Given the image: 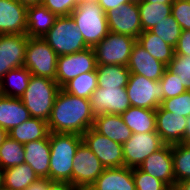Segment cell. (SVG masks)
<instances>
[{"instance_id":"4fadbf2b","label":"cell","mask_w":190,"mask_h":190,"mask_svg":"<svg viewBox=\"0 0 190 190\" xmlns=\"http://www.w3.org/2000/svg\"><path fill=\"white\" fill-rule=\"evenodd\" d=\"M106 18L110 32L128 35L135 39L142 33L138 0L110 9L106 12Z\"/></svg>"},{"instance_id":"7bdbcfd3","label":"cell","mask_w":190,"mask_h":190,"mask_svg":"<svg viewBox=\"0 0 190 190\" xmlns=\"http://www.w3.org/2000/svg\"><path fill=\"white\" fill-rule=\"evenodd\" d=\"M133 0H98L99 5L102 7L106 13L110 9H115L120 7L124 3L132 2Z\"/></svg>"},{"instance_id":"c3c4849f","label":"cell","mask_w":190,"mask_h":190,"mask_svg":"<svg viewBox=\"0 0 190 190\" xmlns=\"http://www.w3.org/2000/svg\"><path fill=\"white\" fill-rule=\"evenodd\" d=\"M17 1L23 5H26L27 7L31 5H39L42 2V0H17Z\"/></svg>"},{"instance_id":"8992f818","label":"cell","mask_w":190,"mask_h":190,"mask_svg":"<svg viewBox=\"0 0 190 190\" xmlns=\"http://www.w3.org/2000/svg\"><path fill=\"white\" fill-rule=\"evenodd\" d=\"M58 55L42 37H29L26 46V67L33 76L56 80Z\"/></svg>"},{"instance_id":"8fae6325","label":"cell","mask_w":190,"mask_h":190,"mask_svg":"<svg viewBox=\"0 0 190 190\" xmlns=\"http://www.w3.org/2000/svg\"><path fill=\"white\" fill-rule=\"evenodd\" d=\"M104 169L98 157L82 142L73 159L72 185L78 190L90 187Z\"/></svg>"},{"instance_id":"f35d334b","label":"cell","mask_w":190,"mask_h":190,"mask_svg":"<svg viewBox=\"0 0 190 190\" xmlns=\"http://www.w3.org/2000/svg\"><path fill=\"white\" fill-rule=\"evenodd\" d=\"M159 82L164 91V99L176 97L187 91L181 84L178 75L170 72L167 68Z\"/></svg>"},{"instance_id":"d4e9b609","label":"cell","mask_w":190,"mask_h":190,"mask_svg":"<svg viewBox=\"0 0 190 190\" xmlns=\"http://www.w3.org/2000/svg\"><path fill=\"white\" fill-rule=\"evenodd\" d=\"M121 117L132 133L156 132V110L130 106Z\"/></svg>"},{"instance_id":"4dcf8cb0","label":"cell","mask_w":190,"mask_h":190,"mask_svg":"<svg viewBox=\"0 0 190 190\" xmlns=\"http://www.w3.org/2000/svg\"><path fill=\"white\" fill-rule=\"evenodd\" d=\"M142 32L150 30L157 23L172 14V4L138 1Z\"/></svg>"},{"instance_id":"f5cc1de1","label":"cell","mask_w":190,"mask_h":190,"mask_svg":"<svg viewBox=\"0 0 190 190\" xmlns=\"http://www.w3.org/2000/svg\"><path fill=\"white\" fill-rule=\"evenodd\" d=\"M87 2L97 3L98 0H78V4H80V3H87Z\"/></svg>"},{"instance_id":"7dc6e473","label":"cell","mask_w":190,"mask_h":190,"mask_svg":"<svg viewBox=\"0 0 190 190\" xmlns=\"http://www.w3.org/2000/svg\"><path fill=\"white\" fill-rule=\"evenodd\" d=\"M180 190H190V179L183 180L176 185Z\"/></svg>"},{"instance_id":"f546056e","label":"cell","mask_w":190,"mask_h":190,"mask_svg":"<svg viewBox=\"0 0 190 190\" xmlns=\"http://www.w3.org/2000/svg\"><path fill=\"white\" fill-rule=\"evenodd\" d=\"M98 88H126L130 71L123 65H97Z\"/></svg>"},{"instance_id":"2e32d148","label":"cell","mask_w":190,"mask_h":190,"mask_svg":"<svg viewBox=\"0 0 190 190\" xmlns=\"http://www.w3.org/2000/svg\"><path fill=\"white\" fill-rule=\"evenodd\" d=\"M172 145L165 144L161 149L147 157L139 168L164 182L169 188L176 186L173 174Z\"/></svg>"},{"instance_id":"e0dca14e","label":"cell","mask_w":190,"mask_h":190,"mask_svg":"<svg viewBox=\"0 0 190 190\" xmlns=\"http://www.w3.org/2000/svg\"><path fill=\"white\" fill-rule=\"evenodd\" d=\"M27 6L17 0H0V35L26 34Z\"/></svg>"},{"instance_id":"11a10c76","label":"cell","mask_w":190,"mask_h":190,"mask_svg":"<svg viewBox=\"0 0 190 190\" xmlns=\"http://www.w3.org/2000/svg\"><path fill=\"white\" fill-rule=\"evenodd\" d=\"M81 190H93L91 187H86V188H83Z\"/></svg>"},{"instance_id":"ffe728a7","label":"cell","mask_w":190,"mask_h":190,"mask_svg":"<svg viewBox=\"0 0 190 190\" xmlns=\"http://www.w3.org/2000/svg\"><path fill=\"white\" fill-rule=\"evenodd\" d=\"M25 163L30 165L39 178L49 179L50 144L49 135L44 139L24 144Z\"/></svg>"},{"instance_id":"681fc988","label":"cell","mask_w":190,"mask_h":190,"mask_svg":"<svg viewBox=\"0 0 190 190\" xmlns=\"http://www.w3.org/2000/svg\"><path fill=\"white\" fill-rule=\"evenodd\" d=\"M8 136H9L8 132L0 127V146L3 144V142Z\"/></svg>"},{"instance_id":"1f68e13d","label":"cell","mask_w":190,"mask_h":190,"mask_svg":"<svg viewBox=\"0 0 190 190\" xmlns=\"http://www.w3.org/2000/svg\"><path fill=\"white\" fill-rule=\"evenodd\" d=\"M98 88L97 72L83 73L67 82L61 89L74 96L90 99L92 93Z\"/></svg>"},{"instance_id":"74e56055","label":"cell","mask_w":190,"mask_h":190,"mask_svg":"<svg viewBox=\"0 0 190 190\" xmlns=\"http://www.w3.org/2000/svg\"><path fill=\"white\" fill-rule=\"evenodd\" d=\"M161 106L173 114L188 118L190 116V91H186L176 97L164 99Z\"/></svg>"},{"instance_id":"ba28073f","label":"cell","mask_w":190,"mask_h":190,"mask_svg":"<svg viewBox=\"0 0 190 190\" xmlns=\"http://www.w3.org/2000/svg\"><path fill=\"white\" fill-rule=\"evenodd\" d=\"M126 92L131 106L135 107L156 110L164 100L160 82L139 74H130Z\"/></svg>"},{"instance_id":"9a60e30c","label":"cell","mask_w":190,"mask_h":190,"mask_svg":"<svg viewBox=\"0 0 190 190\" xmlns=\"http://www.w3.org/2000/svg\"><path fill=\"white\" fill-rule=\"evenodd\" d=\"M28 38L26 34L0 35V80L10 70L24 66Z\"/></svg>"},{"instance_id":"9c48e42d","label":"cell","mask_w":190,"mask_h":190,"mask_svg":"<svg viewBox=\"0 0 190 190\" xmlns=\"http://www.w3.org/2000/svg\"><path fill=\"white\" fill-rule=\"evenodd\" d=\"M96 57L92 47L85 50L58 56L56 82L62 88L75 77L96 70Z\"/></svg>"},{"instance_id":"9f6ffc18","label":"cell","mask_w":190,"mask_h":190,"mask_svg":"<svg viewBox=\"0 0 190 190\" xmlns=\"http://www.w3.org/2000/svg\"><path fill=\"white\" fill-rule=\"evenodd\" d=\"M0 190H9V189H6V188H3V187H2V188H0Z\"/></svg>"},{"instance_id":"52a82bcc","label":"cell","mask_w":190,"mask_h":190,"mask_svg":"<svg viewBox=\"0 0 190 190\" xmlns=\"http://www.w3.org/2000/svg\"><path fill=\"white\" fill-rule=\"evenodd\" d=\"M136 39L118 33L108 35L93 47L97 65L127 66Z\"/></svg>"},{"instance_id":"44dd1931","label":"cell","mask_w":190,"mask_h":190,"mask_svg":"<svg viewBox=\"0 0 190 190\" xmlns=\"http://www.w3.org/2000/svg\"><path fill=\"white\" fill-rule=\"evenodd\" d=\"M93 190H136L132 168H105L90 186Z\"/></svg>"},{"instance_id":"836d02e7","label":"cell","mask_w":190,"mask_h":190,"mask_svg":"<svg viewBox=\"0 0 190 190\" xmlns=\"http://www.w3.org/2000/svg\"><path fill=\"white\" fill-rule=\"evenodd\" d=\"M172 157L176 184L190 179V146L183 143L173 144Z\"/></svg>"},{"instance_id":"5bb4252c","label":"cell","mask_w":190,"mask_h":190,"mask_svg":"<svg viewBox=\"0 0 190 190\" xmlns=\"http://www.w3.org/2000/svg\"><path fill=\"white\" fill-rule=\"evenodd\" d=\"M89 100L95 116L99 114L121 115L131 106L126 88H97Z\"/></svg>"},{"instance_id":"4316f807","label":"cell","mask_w":190,"mask_h":190,"mask_svg":"<svg viewBox=\"0 0 190 190\" xmlns=\"http://www.w3.org/2000/svg\"><path fill=\"white\" fill-rule=\"evenodd\" d=\"M31 76V72L24 66L10 70L0 80V95L21 98Z\"/></svg>"},{"instance_id":"ee69618b","label":"cell","mask_w":190,"mask_h":190,"mask_svg":"<svg viewBox=\"0 0 190 190\" xmlns=\"http://www.w3.org/2000/svg\"><path fill=\"white\" fill-rule=\"evenodd\" d=\"M51 183L52 181L48 178H39L24 190H47Z\"/></svg>"},{"instance_id":"d590c367","label":"cell","mask_w":190,"mask_h":190,"mask_svg":"<svg viewBox=\"0 0 190 190\" xmlns=\"http://www.w3.org/2000/svg\"><path fill=\"white\" fill-rule=\"evenodd\" d=\"M167 69L177 74L184 88L190 91V56L174 54L173 59L167 65Z\"/></svg>"},{"instance_id":"b9f144b4","label":"cell","mask_w":190,"mask_h":190,"mask_svg":"<svg viewBox=\"0 0 190 190\" xmlns=\"http://www.w3.org/2000/svg\"><path fill=\"white\" fill-rule=\"evenodd\" d=\"M175 54L190 56V30H182L176 45Z\"/></svg>"},{"instance_id":"d6986e66","label":"cell","mask_w":190,"mask_h":190,"mask_svg":"<svg viewBox=\"0 0 190 190\" xmlns=\"http://www.w3.org/2000/svg\"><path fill=\"white\" fill-rule=\"evenodd\" d=\"M131 74L143 75L147 79L159 81L167 66L153 58L139 43H135L127 65Z\"/></svg>"},{"instance_id":"f1b7e54d","label":"cell","mask_w":190,"mask_h":190,"mask_svg":"<svg viewBox=\"0 0 190 190\" xmlns=\"http://www.w3.org/2000/svg\"><path fill=\"white\" fill-rule=\"evenodd\" d=\"M39 177L27 163L13 166L4 170L3 188L9 190H24Z\"/></svg>"},{"instance_id":"ac0fdd59","label":"cell","mask_w":190,"mask_h":190,"mask_svg":"<svg viewBox=\"0 0 190 190\" xmlns=\"http://www.w3.org/2000/svg\"><path fill=\"white\" fill-rule=\"evenodd\" d=\"M187 118L165 110L161 105L156 109V133L165 144L183 143Z\"/></svg>"},{"instance_id":"8d00e7d4","label":"cell","mask_w":190,"mask_h":190,"mask_svg":"<svg viewBox=\"0 0 190 190\" xmlns=\"http://www.w3.org/2000/svg\"><path fill=\"white\" fill-rule=\"evenodd\" d=\"M136 190H169V187L159 179L142 171L139 167L132 168Z\"/></svg>"},{"instance_id":"3957f363","label":"cell","mask_w":190,"mask_h":190,"mask_svg":"<svg viewBox=\"0 0 190 190\" xmlns=\"http://www.w3.org/2000/svg\"><path fill=\"white\" fill-rule=\"evenodd\" d=\"M60 89L56 80L32 75L28 87L20 99L31 117L40 118L47 122Z\"/></svg>"},{"instance_id":"30bf717a","label":"cell","mask_w":190,"mask_h":190,"mask_svg":"<svg viewBox=\"0 0 190 190\" xmlns=\"http://www.w3.org/2000/svg\"><path fill=\"white\" fill-rule=\"evenodd\" d=\"M164 145L165 143L156 132L133 133L131 138L122 144L124 166L139 167L147 157Z\"/></svg>"},{"instance_id":"d6a6232c","label":"cell","mask_w":190,"mask_h":190,"mask_svg":"<svg viewBox=\"0 0 190 190\" xmlns=\"http://www.w3.org/2000/svg\"><path fill=\"white\" fill-rule=\"evenodd\" d=\"M25 163L24 144L8 136L0 146V167L7 168Z\"/></svg>"},{"instance_id":"f907efd6","label":"cell","mask_w":190,"mask_h":190,"mask_svg":"<svg viewBox=\"0 0 190 190\" xmlns=\"http://www.w3.org/2000/svg\"><path fill=\"white\" fill-rule=\"evenodd\" d=\"M138 1H146L151 3H161V4H172L173 0H138Z\"/></svg>"},{"instance_id":"cb8c5ba5","label":"cell","mask_w":190,"mask_h":190,"mask_svg":"<svg viewBox=\"0 0 190 190\" xmlns=\"http://www.w3.org/2000/svg\"><path fill=\"white\" fill-rule=\"evenodd\" d=\"M56 18L57 16L42 4L28 6L26 35L43 38L53 27Z\"/></svg>"},{"instance_id":"bcb514c9","label":"cell","mask_w":190,"mask_h":190,"mask_svg":"<svg viewBox=\"0 0 190 190\" xmlns=\"http://www.w3.org/2000/svg\"><path fill=\"white\" fill-rule=\"evenodd\" d=\"M183 144L190 146V116L187 118L186 131L183 138Z\"/></svg>"},{"instance_id":"277c9868","label":"cell","mask_w":190,"mask_h":190,"mask_svg":"<svg viewBox=\"0 0 190 190\" xmlns=\"http://www.w3.org/2000/svg\"><path fill=\"white\" fill-rule=\"evenodd\" d=\"M70 16L89 47L93 48L108 35L106 13L98 2L80 3Z\"/></svg>"},{"instance_id":"7a4b0ae2","label":"cell","mask_w":190,"mask_h":190,"mask_svg":"<svg viewBox=\"0 0 190 190\" xmlns=\"http://www.w3.org/2000/svg\"><path fill=\"white\" fill-rule=\"evenodd\" d=\"M82 135L75 133H49L50 167L49 180L72 184L73 159Z\"/></svg>"},{"instance_id":"60d3db41","label":"cell","mask_w":190,"mask_h":190,"mask_svg":"<svg viewBox=\"0 0 190 190\" xmlns=\"http://www.w3.org/2000/svg\"><path fill=\"white\" fill-rule=\"evenodd\" d=\"M41 4L57 17L70 16L77 7L78 0H42Z\"/></svg>"},{"instance_id":"484cf974","label":"cell","mask_w":190,"mask_h":190,"mask_svg":"<svg viewBox=\"0 0 190 190\" xmlns=\"http://www.w3.org/2000/svg\"><path fill=\"white\" fill-rule=\"evenodd\" d=\"M48 123L40 118L31 117L22 124L15 126L8 135L21 144L44 139L49 135Z\"/></svg>"},{"instance_id":"7c38bea8","label":"cell","mask_w":190,"mask_h":190,"mask_svg":"<svg viewBox=\"0 0 190 190\" xmlns=\"http://www.w3.org/2000/svg\"><path fill=\"white\" fill-rule=\"evenodd\" d=\"M84 144L98 157L105 168H118L124 166L122 144L112 141L101 135L93 128L83 135Z\"/></svg>"},{"instance_id":"83f0119b","label":"cell","mask_w":190,"mask_h":190,"mask_svg":"<svg viewBox=\"0 0 190 190\" xmlns=\"http://www.w3.org/2000/svg\"><path fill=\"white\" fill-rule=\"evenodd\" d=\"M153 58L162 62L166 66L173 59L175 54L174 47L164 42L159 36L153 34L149 30L143 31L136 39Z\"/></svg>"},{"instance_id":"6da1fadb","label":"cell","mask_w":190,"mask_h":190,"mask_svg":"<svg viewBox=\"0 0 190 190\" xmlns=\"http://www.w3.org/2000/svg\"><path fill=\"white\" fill-rule=\"evenodd\" d=\"M94 119L89 99L74 96L60 89L47 123L50 132L83 135L93 127Z\"/></svg>"},{"instance_id":"816d5d0a","label":"cell","mask_w":190,"mask_h":190,"mask_svg":"<svg viewBox=\"0 0 190 190\" xmlns=\"http://www.w3.org/2000/svg\"><path fill=\"white\" fill-rule=\"evenodd\" d=\"M3 174L4 170L0 167V188L3 187Z\"/></svg>"},{"instance_id":"603a6c76","label":"cell","mask_w":190,"mask_h":190,"mask_svg":"<svg viewBox=\"0 0 190 190\" xmlns=\"http://www.w3.org/2000/svg\"><path fill=\"white\" fill-rule=\"evenodd\" d=\"M31 118L20 98L0 95V127L7 132Z\"/></svg>"},{"instance_id":"7402d4cb","label":"cell","mask_w":190,"mask_h":190,"mask_svg":"<svg viewBox=\"0 0 190 190\" xmlns=\"http://www.w3.org/2000/svg\"><path fill=\"white\" fill-rule=\"evenodd\" d=\"M96 132L107 136L112 141L123 144L132 136L121 115L99 114L95 116L93 127Z\"/></svg>"},{"instance_id":"ab89813d","label":"cell","mask_w":190,"mask_h":190,"mask_svg":"<svg viewBox=\"0 0 190 190\" xmlns=\"http://www.w3.org/2000/svg\"><path fill=\"white\" fill-rule=\"evenodd\" d=\"M171 15L182 30H190V0H173Z\"/></svg>"},{"instance_id":"e575fe53","label":"cell","mask_w":190,"mask_h":190,"mask_svg":"<svg viewBox=\"0 0 190 190\" xmlns=\"http://www.w3.org/2000/svg\"><path fill=\"white\" fill-rule=\"evenodd\" d=\"M149 31L159 36L164 42L175 48L182 29L175 18L170 15L157 23V25L152 27Z\"/></svg>"},{"instance_id":"5b68a950","label":"cell","mask_w":190,"mask_h":190,"mask_svg":"<svg viewBox=\"0 0 190 190\" xmlns=\"http://www.w3.org/2000/svg\"><path fill=\"white\" fill-rule=\"evenodd\" d=\"M43 39L58 56L76 53L89 47L71 16L57 17Z\"/></svg>"},{"instance_id":"f6af8a7d","label":"cell","mask_w":190,"mask_h":190,"mask_svg":"<svg viewBox=\"0 0 190 190\" xmlns=\"http://www.w3.org/2000/svg\"><path fill=\"white\" fill-rule=\"evenodd\" d=\"M47 190H78L74 185L69 182H52Z\"/></svg>"},{"instance_id":"db71d44e","label":"cell","mask_w":190,"mask_h":190,"mask_svg":"<svg viewBox=\"0 0 190 190\" xmlns=\"http://www.w3.org/2000/svg\"><path fill=\"white\" fill-rule=\"evenodd\" d=\"M169 190H180L177 186L169 188Z\"/></svg>"}]
</instances>
